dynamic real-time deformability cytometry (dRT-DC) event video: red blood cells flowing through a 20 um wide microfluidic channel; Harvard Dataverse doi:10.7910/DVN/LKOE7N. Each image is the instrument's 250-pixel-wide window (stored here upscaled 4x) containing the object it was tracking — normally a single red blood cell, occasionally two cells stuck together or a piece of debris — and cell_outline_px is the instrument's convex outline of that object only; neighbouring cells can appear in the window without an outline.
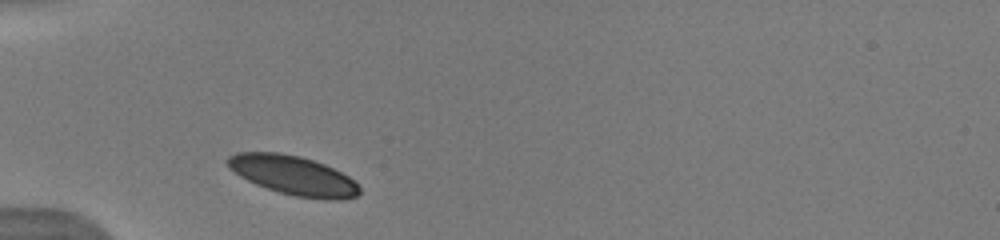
{"species": "human", "species_latin": "Homo sapiens", "temperature_condition": "warm", "stored_images_in_passage": 27, "camera_frame_rate_fps": 3000, "um_per_image_px": 0.085, "donor": {"sex": "male"}, "frame": {"image": 1, "passage_image": 1, "time_ms": 0.0, "image_size_px": [1000, 240], "cell_outline_px": [[360, 192], [356, 196], [344, 200], [324, 200], [296, 196], [280, 192], [256, 184], [240, 176], [228, 168], [224, 160], [228, 156], [236, 152], [276, 152], [300, 156], [324, 164], [348, 176], [360, 188]], "centroid_in_image_um": [24.89, 14.9], "position_along_channel_um": 60.1, "area_um2": 30.11}, "authors_computed_cell_mechanics": {"area_um2": 30.2872, "velocity_mm_per_s": 3.8447, "shape_relaxation_time_tau1_ms": 1.2853, "shape_relaxation_time_tau2_ms": null, "deformation_change_tau1": 0.0443, "deformation_change_tau2": null}}